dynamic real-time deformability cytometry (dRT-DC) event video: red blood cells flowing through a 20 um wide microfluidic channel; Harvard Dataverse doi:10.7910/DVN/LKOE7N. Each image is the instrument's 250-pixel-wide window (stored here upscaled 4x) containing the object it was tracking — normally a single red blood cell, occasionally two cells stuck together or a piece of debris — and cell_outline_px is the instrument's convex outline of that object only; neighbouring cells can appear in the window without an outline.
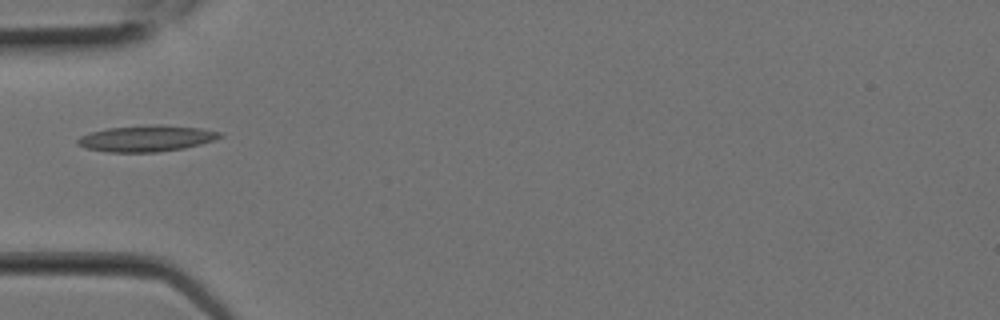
{"species": "Egyptian fruit bat (a non-hibernating species)", "species_latin": "Rousettus aegyptiacus", "temperature_condition": "room temperature", "stored_images_in_passage": 3, "camera_frame_rate_fps": 3000, "um_per_image_px": 0.085, "animal": {"sex": "female"}, "frame": {"image": 1, "passage_image": 1, "time_ms": 0.0, "image_size_px": [1000, 320], "cell_outline_px": [[224, 136], [200, 144], [184, 148], [160, 152], [108, 152], [84, 148], [76, 144], [76, 140], [80, 136], [92, 132], [108, 128], [148, 124], [160, 124], [200, 128], [224, 132]], "centroid_in_image_um": [12.46, 11.76], "position_along_channel_um": 72.5, "area_um2": 21.96}}
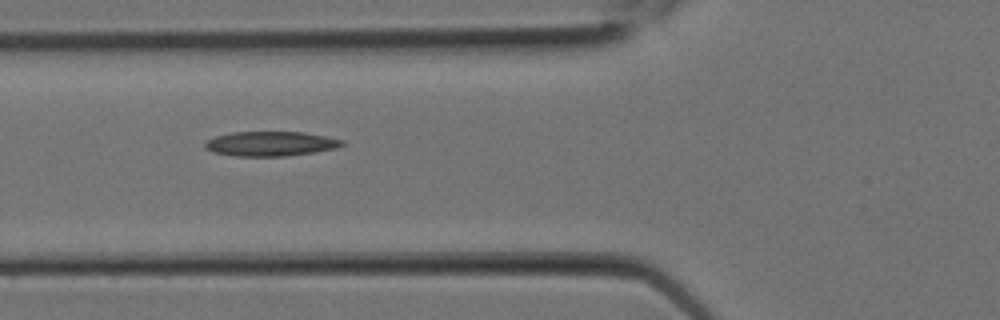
{"frame": {"image": 2, "passage_image": 2, "time_ms": 0.333, "image_size_px": [1000, 320], "cell_outline_px": [[344, 144], [336, 148], [312, 152], [284, 156], [236, 156], [212, 152], [204, 148], [204, 144], [208, 140], [216, 136], [232, 132], [304, 132], [344, 140]], "centroid_in_image_um": [22.97, 12.21], "position_along_channel_um": 102.8, "area_um2": 19.54}}
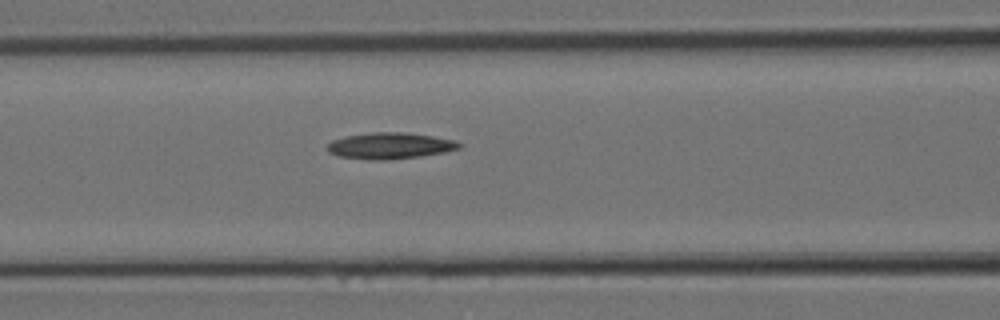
{"frame": {"image": 3, "passage_image": 3, "time_ms": 0.667, "image_size_px": [1000, 320], "cell_outline_px": [[464, 144], [460, 148], [444, 152], [420, 156], [388, 160], [368, 160], [340, 156], [328, 152], [328, 144], [332, 140], [344, 136], [376, 132], [404, 132], [432, 136], [456, 140]], "centroid_in_image_um": [33.17, 12.39], "position_along_channel_um": 133.4, "area_um2": 20.23}}